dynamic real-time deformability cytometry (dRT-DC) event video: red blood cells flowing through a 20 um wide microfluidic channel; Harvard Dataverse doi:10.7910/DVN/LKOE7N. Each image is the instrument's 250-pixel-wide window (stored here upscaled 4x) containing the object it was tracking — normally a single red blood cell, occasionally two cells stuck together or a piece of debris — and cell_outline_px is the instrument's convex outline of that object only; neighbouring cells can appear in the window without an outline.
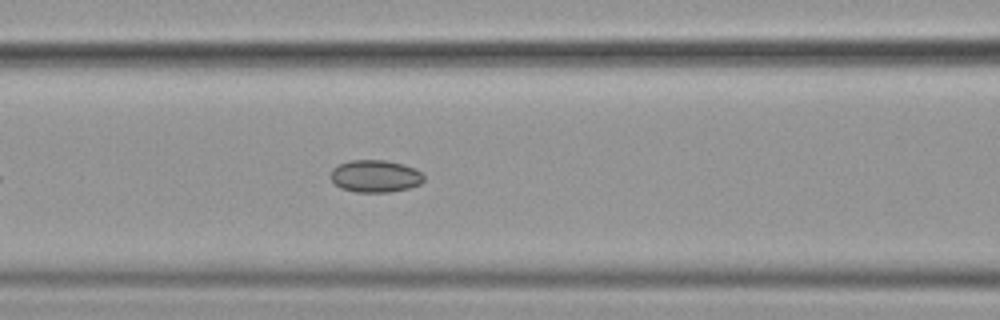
{"species": "common noctule bat (a hibernating species)", "species_latin": "Nyctalus noctula", "temperature_condition": "cold", "stored_images_in_passage": 45, "camera_frame_rate_fps": 3000, "um_per_image_px": 0.085, "animal": {"sex": "female", "body_mass_g": 19.9}, "frame": {"image": 1, "passage_image": 12, "time_ms": 3.667, "image_size_px": [1000, 320], "cell_outline_px": [[424, 180], [420, 184], [408, 188], [388, 192], [356, 192], [340, 188], [328, 176], [332, 168], [348, 160], [384, 160], [404, 164], [416, 168], [424, 176]], "centroid_in_image_um": [31.88, 14.96], "position_along_channel_um": 134.7, "area_um2": 17.69}}
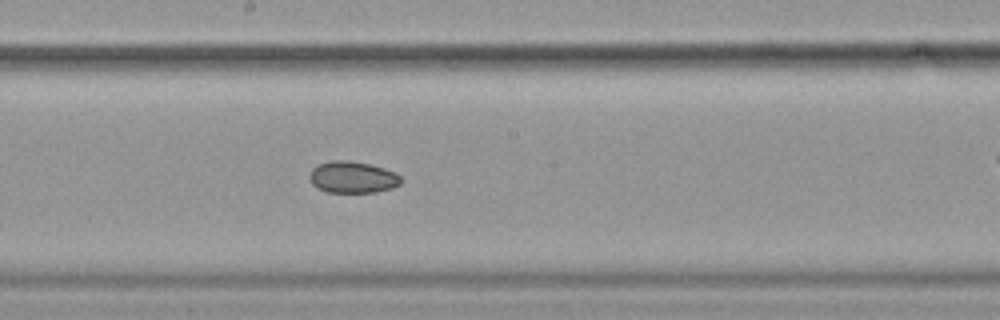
{"frame": {"image": 2, "passage_image": 19, "time_ms": 6.0, "image_size_px": [1000, 320], "cell_outline_px": [[404, 180], [400, 184], [392, 188], [376, 192], [328, 192], [316, 188], [312, 184], [308, 176], [312, 168], [316, 164], [332, 160], [344, 160], [368, 164], [384, 168], [396, 172]], "centroid_in_image_um": [29.96, 15.06], "position_along_channel_um": 218.2, "area_um2": 17.05}}
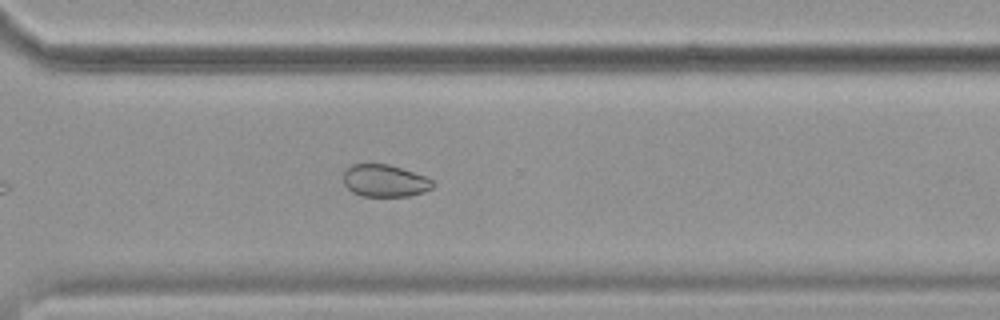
{"frame": {"image": 3, "passage_image": 29, "time_ms": 9.333, "image_size_px": [1000, 320], "cell_outline_px": [[436, 184], [432, 188], [424, 192], [408, 196], [364, 196], [352, 192], [344, 184], [344, 168], [352, 164], [388, 164], [424, 176], [432, 180]], "centroid_in_image_um": [32.69, 15.36], "position_along_channel_um": 337.9, "area_um2": 16.76}, "authors_computed_cell_mechanics": {"area_um2": 18.3804, "velocity_mm_per_s": 3.5904, "shape_relaxation_time_tau1_ms": null, "shape_relaxation_time_tau2_ms": 7.5456, "deformation_change_tau1": null, "deformation_change_tau2": 0.0837}}